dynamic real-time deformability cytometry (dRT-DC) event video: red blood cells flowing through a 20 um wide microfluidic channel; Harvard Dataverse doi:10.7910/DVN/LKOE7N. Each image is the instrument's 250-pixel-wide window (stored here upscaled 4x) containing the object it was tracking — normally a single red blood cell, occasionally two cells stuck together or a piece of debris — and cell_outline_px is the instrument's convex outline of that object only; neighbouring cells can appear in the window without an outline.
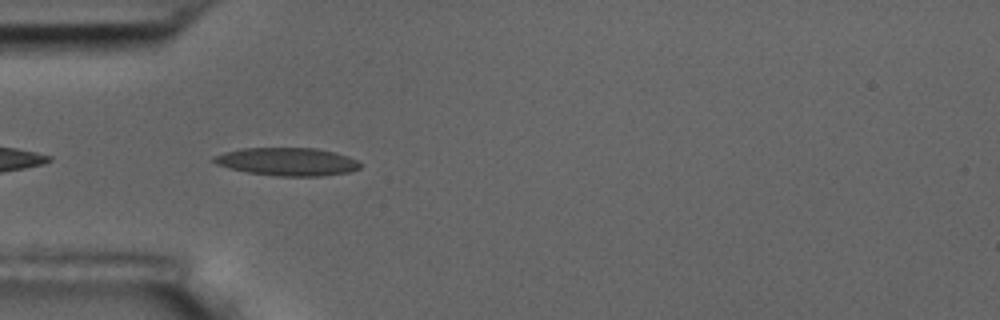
{"species": "common noctule bat (a hibernating species)", "species_latin": "Nyctalus noctula", "temperature_condition": "room temperature", "stored_images_in_passage": 3, "camera_frame_rate_fps": 3000, "um_per_image_px": 0.085, "animal": {"sex": "male", "body_mass_g": 17.5, "forearm_length_mm": 52.3}, "frame": {"image": 1, "passage_image": 2, "time_ms": 1.333, "image_size_px": [1000, 320], "cell_outline_px": [[360, 168], [352, 172], [320, 176], [276, 176], [248, 172], [216, 164], [208, 160], [212, 156], [224, 152], [240, 148], [316, 148], [348, 156], [356, 160], [360, 164]], "centroid_in_image_um": [24.38, 13.74], "position_along_channel_um": 60.6, "area_um2": 23.93}}